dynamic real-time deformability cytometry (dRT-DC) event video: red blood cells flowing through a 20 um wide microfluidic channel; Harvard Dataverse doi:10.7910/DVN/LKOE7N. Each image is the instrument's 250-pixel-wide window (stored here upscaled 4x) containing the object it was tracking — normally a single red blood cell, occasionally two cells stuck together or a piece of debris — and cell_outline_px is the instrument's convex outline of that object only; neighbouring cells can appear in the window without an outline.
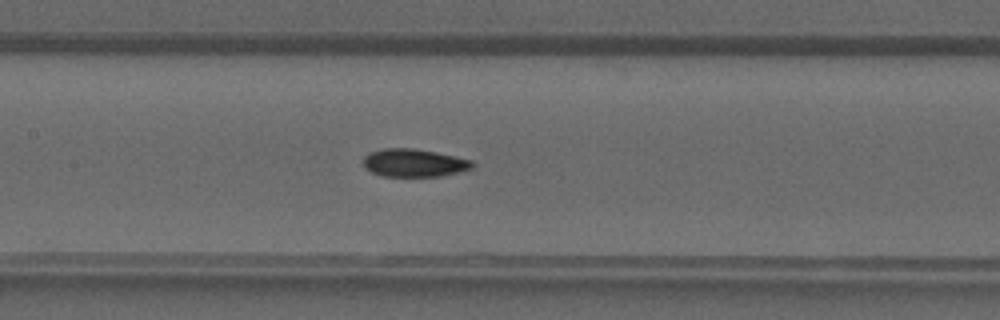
{"species": "common noctule bat (a hibernating species)", "species_latin": "Nyctalus noctula", "temperature_condition": "warm", "stored_images_in_passage": 23, "camera_frame_rate_fps": 3000, "um_per_image_px": 0.085, "animal": {"sex": "male", "forearm_length_mm": 52.5}, "frame": {"image": 1, "passage_image": 15, "time_ms": 4.667, "image_size_px": [1000, 320], "cell_outline_px": [[476, 164], [472, 168], [440, 176], [384, 176], [372, 172], [364, 168], [364, 156], [368, 152], [384, 148], [412, 148], [436, 152], [456, 156], [472, 160]], "centroid_in_image_um": [35.19, 13.83], "position_along_channel_um": 172.2, "area_um2": 17.74}}
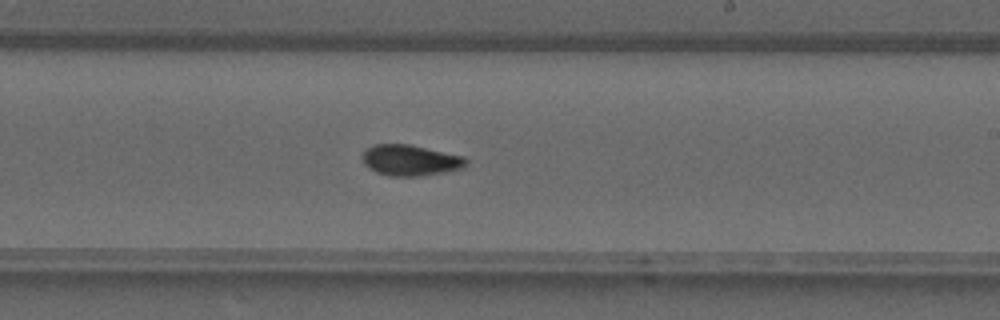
{"frame": {"image": 2, "passage_image": 20, "time_ms": 6.333, "image_size_px": [1000, 320], "cell_outline_px": [[468, 160], [460, 168], [440, 172], [416, 176], [388, 176], [376, 172], [368, 168], [364, 164], [360, 156], [372, 144], [408, 144], [464, 156]], "centroid_in_image_um": [34.79, 13.61], "position_along_channel_um": 254.2, "area_um2": 18.44}}
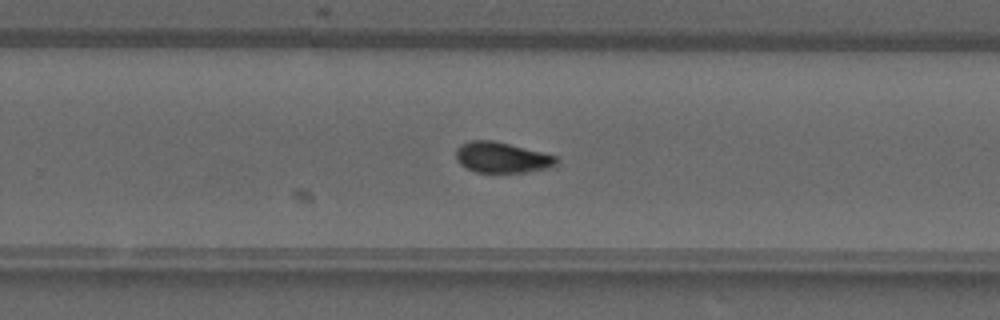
{"frame": {"image": 3, "passage_image": 22, "time_ms": 1673.667, "image_size_px": [1000, 320], "cell_outline_px": [[560, 160], [556, 164], [548, 168], [524, 172], [476, 172], [460, 164], [456, 160], [456, 148], [460, 144], [472, 140], [492, 140], [556, 156]], "centroid_in_image_um": [42.63, 13.38], "position_along_channel_um": 287.2, "area_um2": 17.74}}